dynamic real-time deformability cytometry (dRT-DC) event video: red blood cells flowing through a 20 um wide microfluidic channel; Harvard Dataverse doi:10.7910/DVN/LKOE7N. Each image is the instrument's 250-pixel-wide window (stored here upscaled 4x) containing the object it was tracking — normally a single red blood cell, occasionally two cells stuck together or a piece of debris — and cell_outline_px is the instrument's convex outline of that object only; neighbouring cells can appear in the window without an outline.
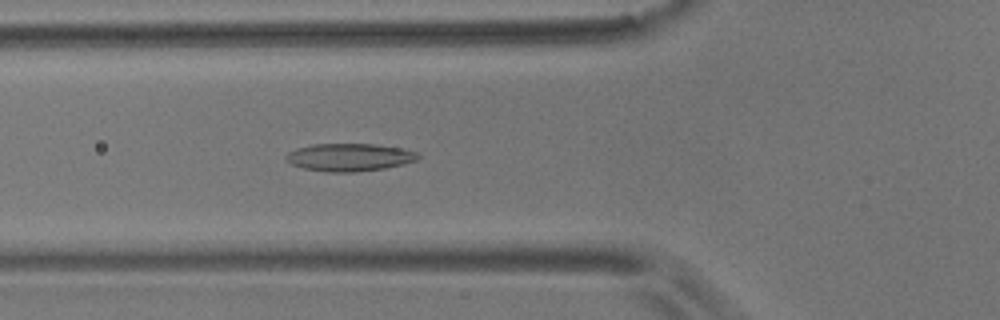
{"species": "common noctule bat (a hibernating species)", "species_latin": "Nyctalus noctula", "temperature_condition": "room temperature", "stored_images_in_passage": 56, "camera_frame_rate_fps": 3000, "um_per_image_px": 0.085, "animal": {"sex": "male", "body_mass_g": 17.9}, "frame": {"image": 1, "passage_image": 20, "time_ms": 6.333, "image_size_px": [1000, 320], "cell_outline_px": [[420, 156], [416, 160], [404, 164], [384, 168], [356, 172], [328, 172], [304, 168], [292, 164], [284, 160], [284, 156], [288, 152], [296, 148], [312, 144], [376, 144], [400, 148], [416, 152]], "centroid_in_image_um": [29.66, 13.36], "position_along_channel_um": 96.1, "area_um2": 21.33}}
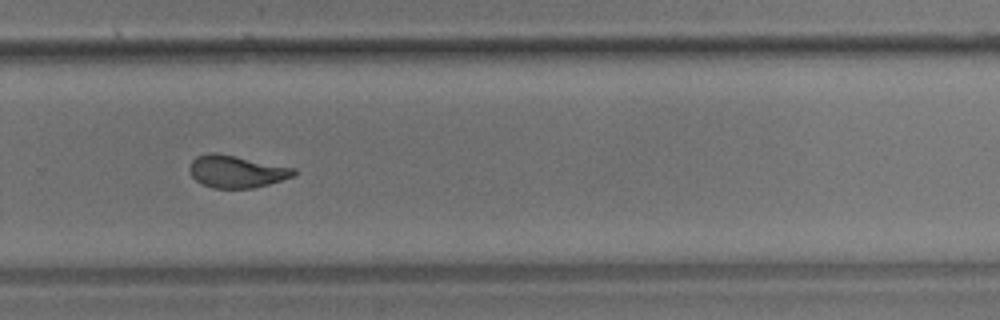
{"frame": {"image": 2, "passage_image": 38, "time_ms": 12.333, "image_size_px": [1000, 320], "cell_outline_px": [[296, 172], [292, 176], [268, 184], [252, 188], [212, 188], [196, 180], [192, 176], [188, 168], [192, 160], [196, 156], [208, 152], [216, 152], [296, 168]], "centroid_in_image_um": [20.06, 14.56], "position_along_channel_um": 309.7, "area_um2": 19.54}}
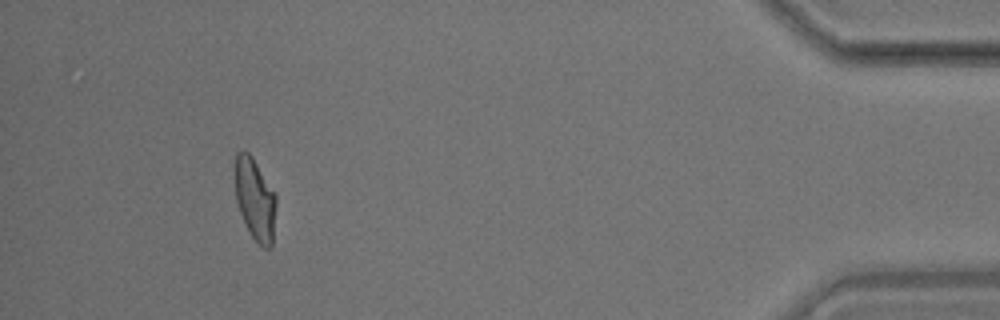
{"frame": {"image": 3, "passage_image": 52, "time_ms": 17.0, "image_size_px": [1000, 320], "cell_outline_px": [[276, 204], [272, 244], [268, 248], [264, 248], [252, 236], [240, 212], [236, 200], [236, 152], [244, 148], [252, 156], [276, 196]], "centroid_in_image_um": [21.68, 16.9], "position_along_channel_um": 413.5, "area_um2": 19.13}, "authors_computed_cell_mechanics": {"area_um2": 20.1433, "velocity_mm_per_s": 3.5639, "shape_relaxation_time_tau1_ms": 7.5966, "shape_relaxation_time_tau2_ms": 1.6937, "deformation_change_tau1": 0.2091, "deformation_change_tau2": 0.0812}}